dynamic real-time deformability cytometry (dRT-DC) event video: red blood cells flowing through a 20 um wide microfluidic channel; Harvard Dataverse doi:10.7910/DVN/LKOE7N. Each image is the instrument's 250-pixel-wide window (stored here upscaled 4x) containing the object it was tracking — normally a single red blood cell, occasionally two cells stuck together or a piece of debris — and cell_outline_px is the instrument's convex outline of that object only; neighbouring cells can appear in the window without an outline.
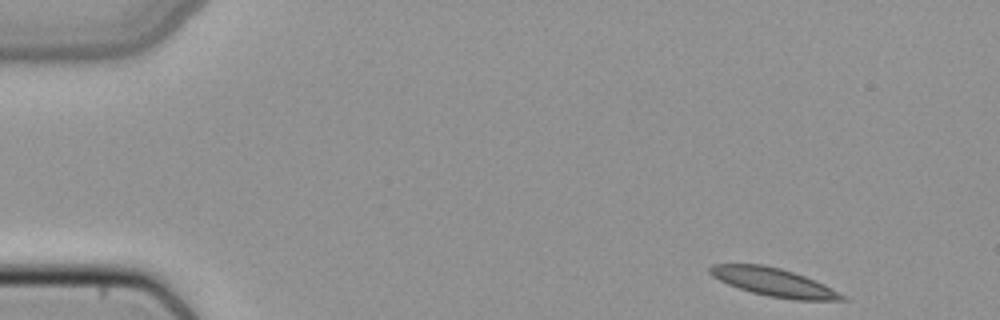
{"species": "common noctule bat (a hibernating species)", "species_latin": "Nyctalus noctula", "temperature_condition": "cold", "stored_images_in_passage": 46, "camera_frame_rate_fps": 3000, "um_per_image_px": 0.085, "animal": {"sex": "female", "body_mass_g": 22.7, "forearm_length_mm": 54.2}, "frame": {"image": 1, "passage_image": 1, "time_ms": 0.0, "image_size_px": [1000, 320], "cell_outline_px": [[848, 300], [796, 300], [768, 296], [752, 292], [728, 284], [712, 276], [708, 272], [708, 268], [712, 264], [760, 264], [780, 268], [804, 276], [824, 284], [844, 296]], "centroid_in_image_um": [65.73, 23.98], "position_along_channel_um": 19.3, "area_um2": 21.39}}
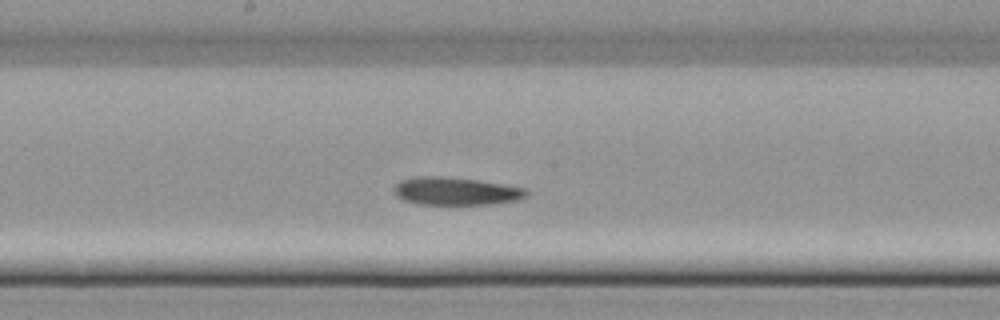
{"frame": {"image": 2, "passage_image": 23, "time_ms": 7.333, "image_size_px": [1000, 320], "cell_outline_px": [[528, 192], [524, 196], [516, 200], [492, 204], [420, 204], [404, 200], [396, 196], [392, 188], [400, 180], [412, 176], [444, 176], [476, 180], [524, 188]], "centroid_in_image_um": [38.65, 16.24], "position_along_channel_um": 209.5, "area_um2": 21.33}}
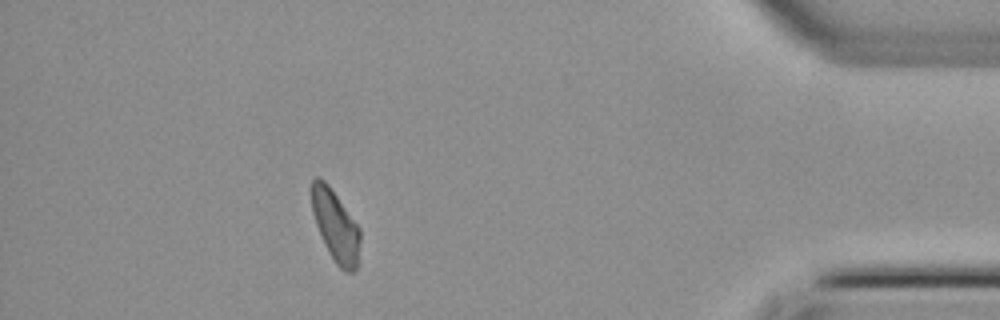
{"frame": {"image": 3, "passage_image": 41, "time_ms": 13.333, "image_size_px": [1000, 320], "cell_outline_px": [[360, 240], [356, 268], [352, 272], [344, 272], [336, 264], [328, 252], [324, 244], [316, 224], [312, 212], [308, 188], [312, 180], [316, 176], [320, 176], [328, 184], [360, 228]], "centroid_in_image_um": [28.46, 19.14], "position_along_channel_um": 406.7, "area_um2": 20.46}}